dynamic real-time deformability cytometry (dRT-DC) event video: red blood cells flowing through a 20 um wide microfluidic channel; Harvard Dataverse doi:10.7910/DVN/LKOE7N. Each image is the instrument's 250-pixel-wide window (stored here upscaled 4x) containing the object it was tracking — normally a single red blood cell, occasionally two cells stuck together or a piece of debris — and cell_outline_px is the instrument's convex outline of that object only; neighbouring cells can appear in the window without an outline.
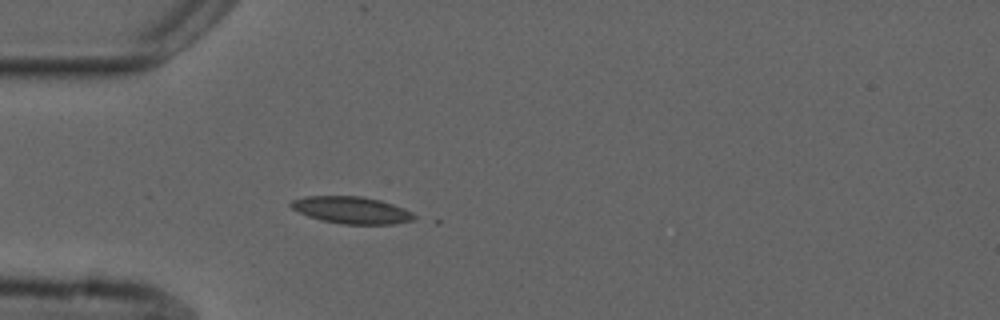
{"species": "common noctule bat (a hibernating species)", "species_latin": "Nyctalus noctula", "temperature_condition": "cold", "stored_images_in_passage": 27, "camera_frame_rate_fps": 3000, "um_per_image_px": 0.085, "animal": {"sex": "male", "forearm_length_mm": 52.5}, "frame": {"image": 1, "passage_image": 15, "time_ms": 4.667, "image_size_px": [1000, 320], "cell_outline_px": [[416, 220], [392, 224], [340, 224], [320, 220], [308, 216], [292, 208], [288, 204], [292, 200], [308, 196], [360, 196], [380, 200], [404, 208], [412, 212], [416, 216]], "centroid_in_image_um": [29.9, 17.86], "position_along_channel_um": 55.1, "area_um2": 19.42}}
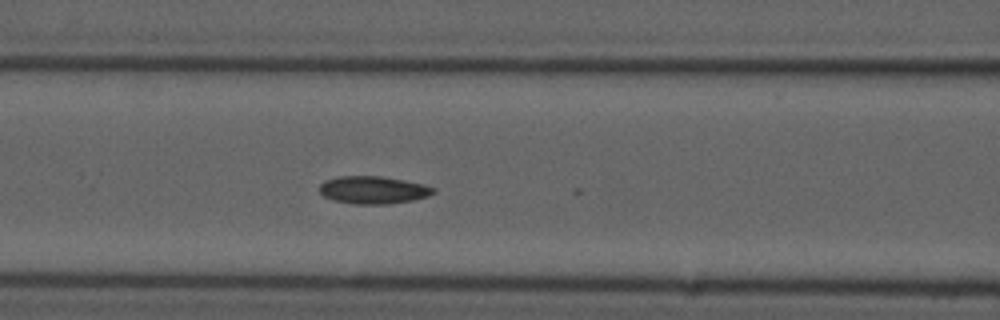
{"frame": {"image": 2, "passage_image": 22, "time_ms": 7.0, "image_size_px": [1000, 320], "cell_outline_px": [[436, 192], [428, 196], [412, 200], [388, 204], [352, 204], [332, 200], [324, 196], [320, 192], [320, 184], [324, 180], [340, 176], [380, 176], [404, 180], [436, 188]], "centroid_in_image_um": [31.7, 16.15], "position_along_channel_um": 134.9, "area_um2": 18.32}}
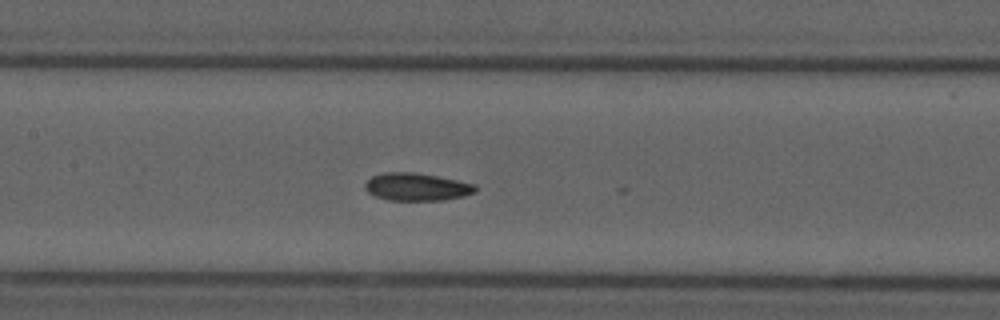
{"frame": {"image": 3, "passage_image": 25, "time_ms": 8.0, "image_size_px": [1000, 320], "cell_outline_px": [[476, 192], [464, 196], [444, 200], [388, 200], [376, 196], [368, 192], [364, 188], [364, 184], [372, 176], [384, 172], [412, 172], [436, 176], [476, 184]], "centroid_in_image_um": [35.42, 15.88], "position_along_channel_um": 172.0, "area_um2": 17.74}}